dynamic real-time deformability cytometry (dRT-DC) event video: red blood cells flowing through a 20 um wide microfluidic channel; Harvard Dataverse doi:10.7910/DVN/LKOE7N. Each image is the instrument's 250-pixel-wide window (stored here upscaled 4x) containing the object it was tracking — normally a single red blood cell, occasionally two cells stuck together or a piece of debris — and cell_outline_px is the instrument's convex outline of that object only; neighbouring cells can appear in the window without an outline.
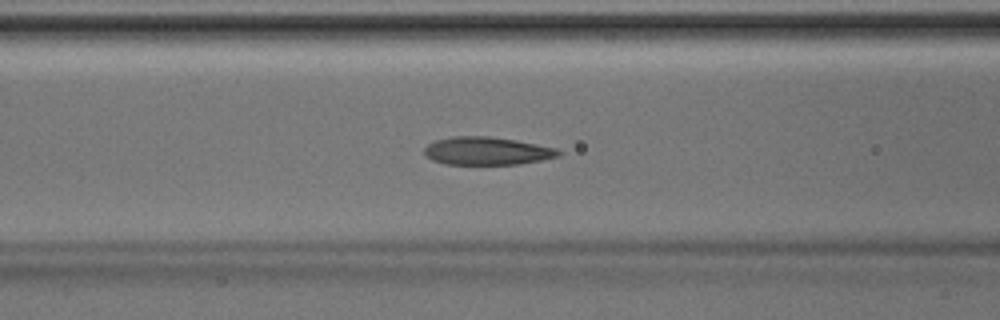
{"species": "Egyptian fruit bat (a non-hibernating species)", "species_latin": "Rousettus aegyptiacus", "temperature_condition": "room temperature", "stored_images_in_passage": 47, "camera_frame_rate_fps": 3000, "um_per_image_px": 0.085, "animal": {"sex": "male"}, "frame": {"image": 1, "passage_image": 18, "time_ms": 5.667, "image_size_px": [1000, 320], "cell_outline_px": [[560, 156], [520, 164], [444, 164], [432, 160], [424, 156], [424, 148], [428, 144], [436, 140], [452, 136], [488, 136], [516, 140], [556, 148], [560, 152]], "centroid_in_image_um": [41.35, 12.83], "position_along_channel_um": 125.3, "area_um2": 21.85}}
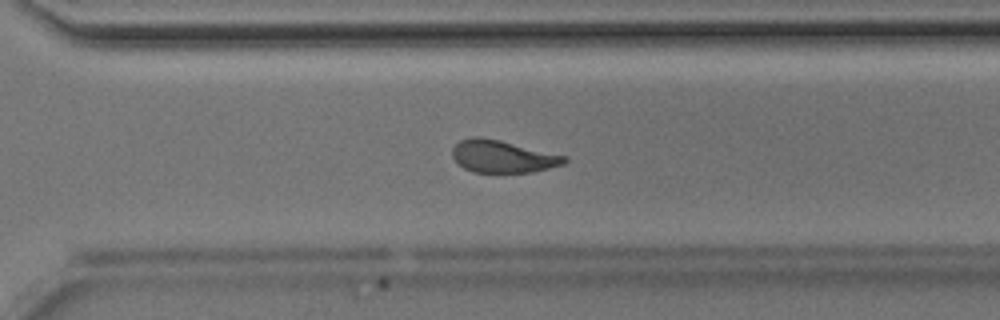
{"frame": {"image": 2, "passage_image": 32, "time_ms": 10.333, "image_size_px": [1000, 320], "cell_outline_px": [[568, 160], [564, 164], [532, 172], [472, 172], [464, 168], [452, 156], [452, 148], [460, 140], [472, 136], [480, 136], [500, 140], [568, 156]], "centroid_in_image_um": [42.73, 13.29], "position_along_channel_um": 327.9, "area_um2": 21.15}}
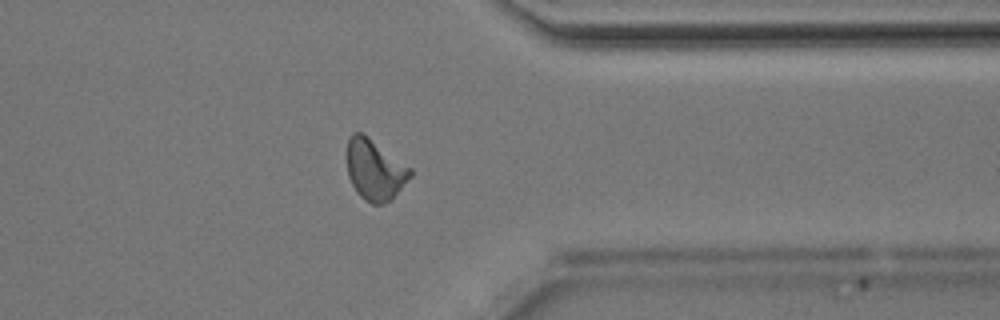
{"frame": {"image": 3, "passage_image": 36, "time_ms": 11.667, "image_size_px": [1000, 320], "cell_outline_px": [[412, 176], [392, 200], [384, 204], [372, 204], [364, 200], [356, 192], [348, 176], [348, 140], [352, 132], [364, 132], [412, 168]], "centroid_in_image_um": [31.89, 14.43], "position_along_channel_um": 379.5, "area_um2": 22.77}}